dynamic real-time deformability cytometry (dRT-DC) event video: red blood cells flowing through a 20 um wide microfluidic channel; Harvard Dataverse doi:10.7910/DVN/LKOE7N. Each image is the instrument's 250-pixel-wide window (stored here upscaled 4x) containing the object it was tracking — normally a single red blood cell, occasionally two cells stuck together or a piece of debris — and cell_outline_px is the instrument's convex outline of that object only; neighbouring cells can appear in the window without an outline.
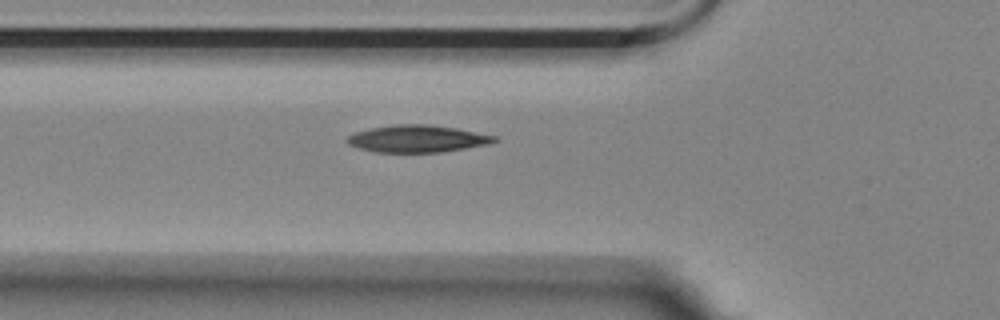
{"species": "Egyptian fruit bat (a non-hibernating species)", "species_latin": "Rousettus aegyptiacus", "temperature_condition": "room temperature", "stored_images_in_passage": 5, "camera_frame_rate_fps": 3000, "um_per_image_px": 0.085, "animal": {"sex": "female"}, "frame": {"image": 1, "passage_image": 5, "time_ms": 1.333, "image_size_px": [1000, 320], "cell_outline_px": [[500, 140], [488, 144], [440, 152], [376, 152], [360, 148], [348, 144], [344, 140], [348, 136], [356, 132], [368, 128], [396, 124], [428, 124], [456, 128], [496, 136]], "centroid_in_image_um": [35.45, 11.78], "position_along_channel_um": 90.3, "area_um2": 23.24}}